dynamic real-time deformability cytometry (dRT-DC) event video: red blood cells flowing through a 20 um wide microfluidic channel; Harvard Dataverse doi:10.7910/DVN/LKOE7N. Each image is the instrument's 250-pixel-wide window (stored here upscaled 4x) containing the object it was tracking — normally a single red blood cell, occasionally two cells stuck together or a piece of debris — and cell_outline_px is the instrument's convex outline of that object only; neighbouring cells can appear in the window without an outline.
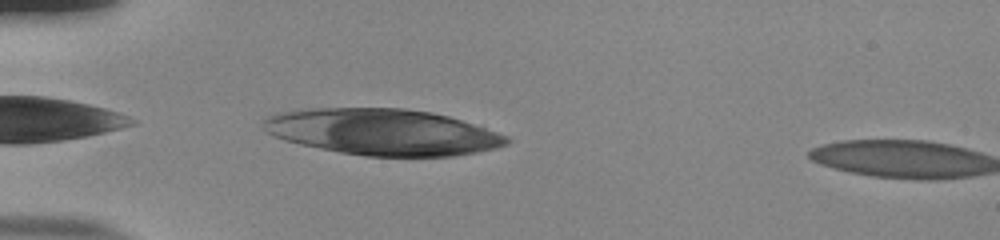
{"species": "human", "species_latin": "Homo sapiens", "temperature_condition": "room temperature", "stored_images_in_passage": 4, "camera_frame_rate_fps": 3000, "um_per_image_px": 0.085, "donor": {"sex": "male"}, "frame": {"image": 1, "passage_image": 2, "time_ms": 0.333, "image_size_px": [1000, 240], "cell_outline_px": [[508, 144], [496, 148], [476, 152], [452, 156], [364, 156], [340, 152], [300, 144], [284, 140], [264, 132], [264, 120], [268, 116], [284, 112], [320, 108], [404, 108], [428, 112], [448, 116], [508, 136]], "centroid_in_image_um": [32.51, 11.23], "position_along_channel_um": 52.5, "area_um2": 64.85}}